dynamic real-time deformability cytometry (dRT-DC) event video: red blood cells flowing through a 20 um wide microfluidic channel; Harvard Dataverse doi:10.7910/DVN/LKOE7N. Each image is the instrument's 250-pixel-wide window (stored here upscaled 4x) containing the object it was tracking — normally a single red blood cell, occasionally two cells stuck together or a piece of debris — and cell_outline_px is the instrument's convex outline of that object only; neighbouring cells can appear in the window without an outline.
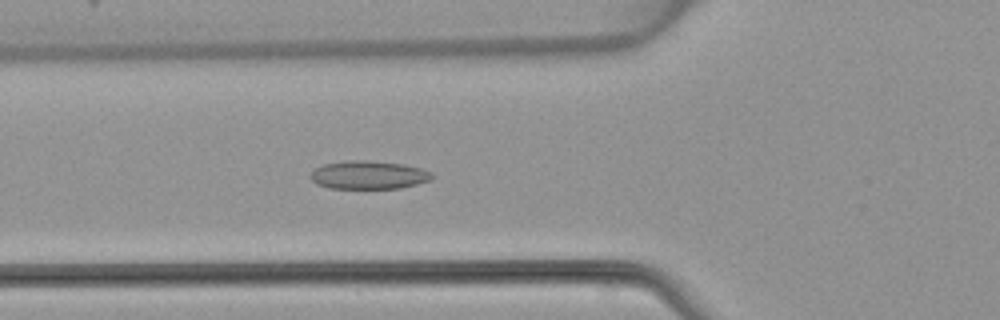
{"species": "common noctule bat (a hibernating species)", "species_latin": "Nyctalus noctula", "temperature_condition": "warm", "stored_images_in_passage": 49, "camera_frame_rate_fps": 3000, "um_per_image_px": 0.085, "animal": {"sex": "female", "body_mass_g": 22.7, "forearm_length_mm": 54.2}, "frame": {"image": 1, "passage_image": 18, "time_ms": 5.667, "image_size_px": [1000, 320], "cell_outline_px": [[436, 176], [432, 180], [400, 188], [328, 188], [316, 184], [308, 176], [316, 168], [324, 164], [348, 160], [364, 160], [404, 164], [420, 168], [432, 172]], "centroid_in_image_um": [31.35, 14.87], "position_along_channel_um": 94.5, "area_um2": 20.11}}
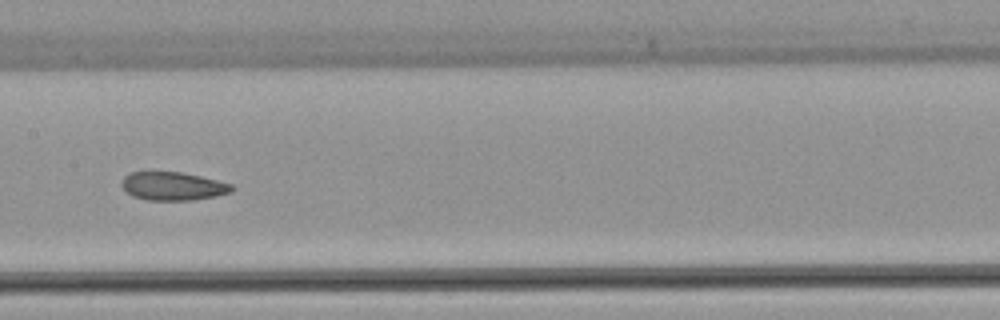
{"frame": {"image": 2, "passage_image": 25, "time_ms": 8.0, "image_size_px": [1000, 320], "cell_outline_px": [[236, 188], [232, 192], [216, 196], [192, 200], [144, 200], [132, 196], [120, 184], [124, 176], [132, 172], [180, 172], [200, 176], [232, 184]], "centroid_in_image_um": [14.71, 15.83], "position_along_channel_um": 192.7, "area_um2": 18.21}}
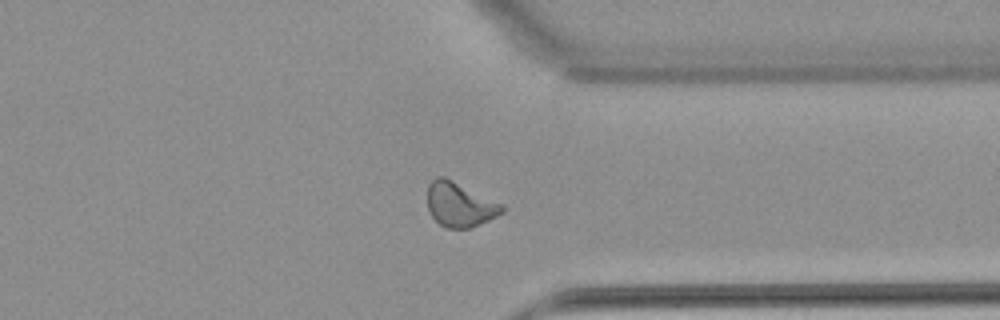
{"frame": {"image": 3, "passage_image": 38, "time_ms": 12.333, "image_size_px": [1000, 320], "cell_outline_px": [[504, 212], [480, 224], [468, 228], [444, 228], [432, 216], [428, 208], [428, 184], [436, 176], [444, 176], [504, 204]], "centroid_in_image_um": [39.08, 17.38], "position_along_channel_um": 372.3, "area_um2": 19.36}}